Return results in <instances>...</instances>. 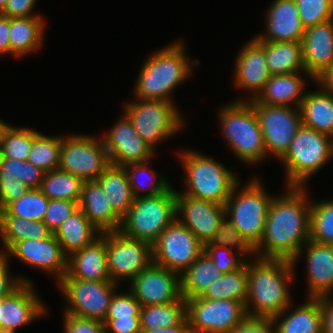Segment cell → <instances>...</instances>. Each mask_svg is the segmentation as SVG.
Wrapping results in <instances>:
<instances>
[{
  "label": "cell",
  "mask_w": 333,
  "mask_h": 333,
  "mask_svg": "<svg viewBox=\"0 0 333 333\" xmlns=\"http://www.w3.org/2000/svg\"><path fill=\"white\" fill-rule=\"evenodd\" d=\"M176 215L177 219L205 245L213 238L226 212L224 205L176 191Z\"/></svg>",
  "instance_id": "obj_18"
},
{
  "label": "cell",
  "mask_w": 333,
  "mask_h": 333,
  "mask_svg": "<svg viewBox=\"0 0 333 333\" xmlns=\"http://www.w3.org/2000/svg\"><path fill=\"white\" fill-rule=\"evenodd\" d=\"M62 278L87 281H111L107 268L106 232L92 244L68 256L67 272Z\"/></svg>",
  "instance_id": "obj_25"
},
{
  "label": "cell",
  "mask_w": 333,
  "mask_h": 333,
  "mask_svg": "<svg viewBox=\"0 0 333 333\" xmlns=\"http://www.w3.org/2000/svg\"><path fill=\"white\" fill-rule=\"evenodd\" d=\"M9 270V259L4 255H0V302L16 290L22 283H30L23 277H12Z\"/></svg>",
  "instance_id": "obj_51"
},
{
  "label": "cell",
  "mask_w": 333,
  "mask_h": 333,
  "mask_svg": "<svg viewBox=\"0 0 333 333\" xmlns=\"http://www.w3.org/2000/svg\"><path fill=\"white\" fill-rule=\"evenodd\" d=\"M205 245L231 247V249L233 247L234 250L236 249L235 251L237 253L245 255V258L251 255H254L255 258V249L247 242L243 235L239 233L233 225V222L226 216L222 220L213 238Z\"/></svg>",
  "instance_id": "obj_44"
},
{
  "label": "cell",
  "mask_w": 333,
  "mask_h": 333,
  "mask_svg": "<svg viewBox=\"0 0 333 333\" xmlns=\"http://www.w3.org/2000/svg\"><path fill=\"white\" fill-rule=\"evenodd\" d=\"M265 31L255 37L260 41L302 42L305 28L295 0H273L267 10Z\"/></svg>",
  "instance_id": "obj_23"
},
{
  "label": "cell",
  "mask_w": 333,
  "mask_h": 333,
  "mask_svg": "<svg viewBox=\"0 0 333 333\" xmlns=\"http://www.w3.org/2000/svg\"><path fill=\"white\" fill-rule=\"evenodd\" d=\"M29 189L17 177L0 178V211L18 200Z\"/></svg>",
  "instance_id": "obj_50"
},
{
  "label": "cell",
  "mask_w": 333,
  "mask_h": 333,
  "mask_svg": "<svg viewBox=\"0 0 333 333\" xmlns=\"http://www.w3.org/2000/svg\"><path fill=\"white\" fill-rule=\"evenodd\" d=\"M63 314L64 333H105L104 324L99 320Z\"/></svg>",
  "instance_id": "obj_49"
},
{
  "label": "cell",
  "mask_w": 333,
  "mask_h": 333,
  "mask_svg": "<svg viewBox=\"0 0 333 333\" xmlns=\"http://www.w3.org/2000/svg\"><path fill=\"white\" fill-rule=\"evenodd\" d=\"M10 18L0 14V56L10 53Z\"/></svg>",
  "instance_id": "obj_58"
},
{
  "label": "cell",
  "mask_w": 333,
  "mask_h": 333,
  "mask_svg": "<svg viewBox=\"0 0 333 333\" xmlns=\"http://www.w3.org/2000/svg\"><path fill=\"white\" fill-rule=\"evenodd\" d=\"M135 84V98L172 102L171 94L192 73L199 60H189L182 42L175 41L149 55ZM191 62V63H190ZM192 65V66H191Z\"/></svg>",
  "instance_id": "obj_3"
},
{
  "label": "cell",
  "mask_w": 333,
  "mask_h": 333,
  "mask_svg": "<svg viewBox=\"0 0 333 333\" xmlns=\"http://www.w3.org/2000/svg\"><path fill=\"white\" fill-rule=\"evenodd\" d=\"M109 132L102 136L110 164L125 166L130 163L152 160L156 155L136 132L131 120L123 113Z\"/></svg>",
  "instance_id": "obj_17"
},
{
  "label": "cell",
  "mask_w": 333,
  "mask_h": 333,
  "mask_svg": "<svg viewBox=\"0 0 333 333\" xmlns=\"http://www.w3.org/2000/svg\"><path fill=\"white\" fill-rule=\"evenodd\" d=\"M0 333H17V331L10 330V329H7V328H1L0 327Z\"/></svg>",
  "instance_id": "obj_63"
},
{
  "label": "cell",
  "mask_w": 333,
  "mask_h": 333,
  "mask_svg": "<svg viewBox=\"0 0 333 333\" xmlns=\"http://www.w3.org/2000/svg\"><path fill=\"white\" fill-rule=\"evenodd\" d=\"M310 239L333 245V200L311 202Z\"/></svg>",
  "instance_id": "obj_42"
},
{
  "label": "cell",
  "mask_w": 333,
  "mask_h": 333,
  "mask_svg": "<svg viewBox=\"0 0 333 333\" xmlns=\"http://www.w3.org/2000/svg\"><path fill=\"white\" fill-rule=\"evenodd\" d=\"M248 296L247 262L238 270L223 273L200 296L204 299H230L245 304Z\"/></svg>",
  "instance_id": "obj_37"
},
{
  "label": "cell",
  "mask_w": 333,
  "mask_h": 333,
  "mask_svg": "<svg viewBox=\"0 0 333 333\" xmlns=\"http://www.w3.org/2000/svg\"><path fill=\"white\" fill-rule=\"evenodd\" d=\"M37 0H8L1 15L9 18L42 16L33 13Z\"/></svg>",
  "instance_id": "obj_54"
},
{
  "label": "cell",
  "mask_w": 333,
  "mask_h": 333,
  "mask_svg": "<svg viewBox=\"0 0 333 333\" xmlns=\"http://www.w3.org/2000/svg\"><path fill=\"white\" fill-rule=\"evenodd\" d=\"M123 108L137 134L155 151L159 142L172 138L185 127L174 102L136 98L135 102H126Z\"/></svg>",
  "instance_id": "obj_9"
},
{
  "label": "cell",
  "mask_w": 333,
  "mask_h": 333,
  "mask_svg": "<svg viewBox=\"0 0 333 333\" xmlns=\"http://www.w3.org/2000/svg\"><path fill=\"white\" fill-rule=\"evenodd\" d=\"M149 162L150 160L145 162L130 163L124 166L134 198L142 197V195L143 197H150L163 194L172 187L171 182L169 183L165 176L161 175L160 177L159 175H157V173H155V170L153 171L149 168V166H147ZM140 175H147V179H144V182L139 181L137 177ZM148 178H150L151 181L148 180ZM145 180L149 181V184H147L146 186L144 185V183L146 182ZM142 190L148 191L145 194L141 195L139 192Z\"/></svg>",
  "instance_id": "obj_40"
},
{
  "label": "cell",
  "mask_w": 333,
  "mask_h": 333,
  "mask_svg": "<svg viewBox=\"0 0 333 333\" xmlns=\"http://www.w3.org/2000/svg\"><path fill=\"white\" fill-rule=\"evenodd\" d=\"M49 199L40 189H29L18 200L10 203L0 216H15L27 220L43 221Z\"/></svg>",
  "instance_id": "obj_41"
},
{
  "label": "cell",
  "mask_w": 333,
  "mask_h": 333,
  "mask_svg": "<svg viewBox=\"0 0 333 333\" xmlns=\"http://www.w3.org/2000/svg\"><path fill=\"white\" fill-rule=\"evenodd\" d=\"M33 141V130L23 127H11L7 130L0 157H9L12 159L27 161Z\"/></svg>",
  "instance_id": "obj_43"
},
{
  "label": "cell",
  "mask_w": 333,
  "mask_h": 333,
  "mask_svg": "<svg viewBox=\"0 0 333 333\" xmlns=\"http://www.w3.org/2000/svg\"><path fill=\"white\" fill-rule=\"evenodd\" d=\"M142 333H192L188 324L187 319L178 326L157 328L151 331H145Z\"/></svg>",
  "instance_id": "obj_60"
},
{
  "label": "cell",
  "mask_w": 333,
  "mask_h": 333,
  "mask_svg": "<svg viewBox=\"0 0 333 333\" xmlns=\"http://www.w3.org/2000/svg\"><path fill=\"white\" fill-rule=\"evenodd\" d=\"M101 233L78 208L56 229L53 235L61 245L63 252L69 256L92 244L101 236Z\"/></svg>",
  "instance_id": "obj_31"
},
{
  "label": "cell",
  "mask_w": 333,
  "mask_h": 333,
  "mask_svg": "<svg viewBox=\"0 0 333 333\" xmlns=\"http://www.w3.org/2000/svg\"><path fill=\"white\" fill-rule=\"evenodd\" d=\"M306 250L308 298H319L333 292V245L317 243L309 239L292 262ZM302 253V254H301Z\"/></svg>",
  "instance_id": "obj_22"
},
{
  "label": "cell",
  "mask_w": 333,
  "mask_h": 333,
  "mask_svg": "<svg viewBox=\"0 0 333 333\" xmlns=\"http://www.w3.org/2000/svg\"><path fill=\"white\" fill-rule=\"evenodd\" d=\"M32 283H22L0 305V327L17 331L46 314L47 308Z\"/></svg>",
  "instance_id": "obj_21"
},
{
  "label": "cell",
  "mask_w": 333,
  "mask_h": 333,
  "mask_svg": "<svg viewBox=\"0 0 333 333\" xmlns=\"http://www.w3.org/2000/svg\"><path fill=\"white\" fill-rule=\"evenodd\" d=\"M250 104L256 112L267 157L269 154H273L280 160L288 151L294 136L302 125L299 108L261 103Z\"/></svg>",
  "instance_id": "obj_15"
},
{
  "label": "cell",
  "mask_w": 333,
  "mask_h": 333,
  "mask_svg": "<svg viewBox=\"0 0 333 333\" xmlns=\"http://www.w3.org/2000/svg\"><path fill=\"white\" fill-rule=\"evenodd\" d=\"M11 127V125H9L8 123H4L1 119H0V150L2 147V143L4 141V137L5 134L7 132V130Z\"/></svg>",
  "instance_id": "obj_61"
},
{
  "label": "cell",
  "mask_w": 333,
  "mask_h": 333,
  "mask_svg": "<svg viewBox=\"0 0 333 333\" xmlns=\"http://www.w3.org/2000/svg\"><path fill=\"white\" fill-rule=\"evenodd\" d=\"M314 82L325 92L333 95V64L319 75Z\"/></svg>",
  "instance_id": "obj_59"
},
{
  "label": "cell",
  "mask_w": 333,
  "mask_h": 333,
  "mask_svg": "<svg viewBox=\"0 0 333 333\" xmlns=\"http://www.w3.org/2000/svg\"><path fill=\"white\" fill-rule=\"evenodd\" d=\"M78 208L102 233L119 230L122 218L112 209L97 181H84Z\"/></svg>",
  "instance_id": "obj_26"
},
{
  "label": "cell",
  "mask_w": 333,
  "mask_h": 333,
  "mask_svg": "<svg viewBox=\"0 0 333 333\" xmlns=\"http://www.w3.org/2000/svg\"><path fill=\"white\" fill-rule=\"evenodd\" d=\"M303 63L314 80L333 64V19L305 29Z\"/></svg>",
  "instance_id": "obj_24"
},
{
  "label": "cell",
  "mask_w": 333,
  "mask_h": 333,
  "mask_svg": "<svg viewBox=\"0 0 333 333\" xmlns=\"http://www.w3.org/2000/svg\"><path fill=\"white\" fill-rule=\"evenodd\" d=\"M230 333H277L272 319L247 317Z\"/></svg>",
  "instance_id": "obj_53"
},
{
  "label": "cell",
  "mask_w": 333,
  "mask_h": 333,
  "mask_svg": "<svg viewBox=\"0 0 333 333\" xmlns=\"http://www.w3.org/2000/svg\"><path fill=\"white\" fill-rule=\"evenodd\" d=\"M203 252L204 245L176 218L152 244V261L182 274Z\"/></svg>",
  "instance_id": "obj_13"
},
{
  "label": "cell",
  "mask_w": 333,
  "mask_h": 333,
  "mask_svg": "<svg viewBox=\"0 0 333 333\" xmlns=\"http://www.w3.org/2000/svg\"><path fill=\"white\" fill-rule=\"evenodd\" d=\"M45 171L33 165L29 161L21 160V170L19 179L28 189H39Z\"/></svg>",
  "instance_id": "obj_55"
},
{
  "label": "cell",
  "mask_w": 333,
  "mask_h": 333,
  "mask_svg": "<svg viewBox=\"0 0 333 333\" xmlns=\"http://www.w3.org/2000/svg\"><path fill=\"white\" fill-rule=\"evenodd\" d=\"M291 261L253 258L247 262L248 296L245 310L248 317L269 318L293 304L289 284L294 279Z\"/></svg>",
  "instance_id": "obj_2"
},
{
  "label": "cell",
  "mask_w": 333,
  "mask_h": 333,
  "mask_svg": "<svg viewBox=\"0 0 333 333\" xmlns=\"http://www.w3.org/2000/svg\"><path fill=\"white\" fill-rule=\"evenodd\" d=\"M179 157L186 175L183 194L225 205L239 182L234 171L194 150H182Z\"/></svg>",
  "instance_id": "obj_5"
},
{
  "label": "cell",
  "mask_w": 333,
  "mask_h": 333,
  "mask_svg": "<svg viewBox=\"0 0 333 333\" xmlns=\"http://www.w3.org/2000/svg\"><path fill=\"white\" fill-rule=\"evenodd\" d=\"M176 216V190L172 186L163 194L134 198L122 217L119 231L127 237L153 244Z\"/></svg>",
  "instance_id": "obj_8"
},
{
  "label": "cell",
  "mask_w": 333,
  "mask_h": 333,
  "mask_svg": "<svg viewBox=\"0 0 333 333\" xmlns=\"http://www.w3.org/2000/svg\"><path fill=\"white\" fill-rule=\"evenodd\" d=\"M105 333H141L140 316L105 318Z\"/></svg>",
  "instance_id": "obj_52"
},
{
  "label": "cell",
  "mask_w": 333,
  "mask_h": 333,
  "mask_svg": "<svg viewBox=\"0 0 333 333\" xmlns=\"http://www.w3.org/2000/svg\"><path fill=\"white\" fill-rule=\"evenodd\" d=\"M78 209V203L70 200L49 199L43 222L54 233L56 229Z\"/></svg>",
  "instance_id": "obj_47"
},
{
  "label": "cell",
  "mask_w": 333,
  "mask_h": 333,
  "mask_svg": "<svg viewBox=\"0 0 333 333\" xmlns=\"http://www.w3.org/2000/svg\"><path fill=\"white\" fill-rule=\"evenodd\" d=\"M304 85L305 78L300 72L270 76L258 96L248 102L299 108L306 94Z\"/></svg>",
  "instance_id": "obj_27"
},
{
  "label": "cell",
  "mask_w": 333,
  "mask_h": 333,
  "mask_svg": "<svg viewBox=\"0 0 333 333\" xmlns=\"http://www.w3.org/2000/svg\"><path fill=\"white\" fill-rule=\"evenodd\" d=\"M84 181L60 169L45 172L40 190L48 199L79 203Z\"/></svg>",
  "instance_id": "obj_38"
},
{
  "label": "cell",
  "mask_w": 333,
  "mask_h": 333,
  "mask_svg": "<svg viewBox=\"0 0 333 333\" xmlns=\"http://www.w3.org/2000/svg\"><path fill=\"white\" fill-rule=\"evenodd\" d=\"M7 1L8 0H0V14L4 11Z\"/></svg>",
  "instance_id": "obj_62"
},
{
  "label": "cell",
  "mask_w": 333,
  "mask_h": 333,
  "mask_svg": "<svg viewBox=\"0 0 333 333\" xmlns=\"http://www.w3.org/2000/svg\"><path fill=\"white\" fill-rule=\"evenodd\" d=\"M21 170V160L12 159L9 157H0V178L19 179Z\"/></svg>",
  "instance_id": "obj_57"
},
{
  "label": "cell",
  "mask_w": 333,
  "mask_h": 333,
  "mask_svg": "<svg viewBox=\"0 0 333 333\" xmlns=\"http://www.w3.org/2000/svg\"><path fill=\"white\" fill-rule=\"evenodd\" d=\"M58 284L68 305L65 314L103 322L118 283L113 281H87L76 278H61Z\"/></svg>",
  "instance_id": "obj_12"
},
{
  "label": "cell",
  "mask_w": 333,
  "mask_h": 333,
  "mask_svg": "<svg viewBox=\"0 0 333 333\" xmlns=\"http://www.w3.org/2000/svg\"><path fill=\"white\" fill-rule=\"evenodd\" d=\"M109 165L102 138L82 134L62 136L60 170L83 181H96Z\"/></svg>",
  "instance_id": "obj_11"
},
{
  "label": "cell",
  "mask_w": 333,
  "mask_h": 333,
  "mask_svg": "<svg viewBox=\"0 0 333 333\" xmlns=\"http://www.w3.org/2000/svg\"><path fill=\"white\" fill-rule=\"evenodd\" d=\"M333 157V138L301 125L280 162L285 166L286 187L305 183Z\"/></svg>",
  "instance_id": "obj_6"
},
{
  "label": "cell",
  "mask_w": 333,
  "mask_h": 333,
  "mask_svg": "<svg viewBox=\"0 0 333 333\" xmlns=\"http://www.w3.org/2000/svg\"><path fill=\"white\" fill-rule=\"evenodd\" d=\"M307 299L293 310L290 304L282 313L272 318L277 333H322L320 301L318 298Z\"/></svg>",
  "instance_id": "obj_28"
},
{
  "label": "cell",
  "mask_w": 333,
  "mask_h": 333,
  "mask_svg": "<svg viewBox=\"0 0 333 333\" xmlns=\"http://www.w3.org/2000/svg\"><path fill=\"white\" fill-rule=\"evenodd\" d=\"M46 22L42 16L10 18V54L24 57L40 50L43 45Z\"/></svg>",
  "instance_id": "obj_29"
},
{
  "label": "cell",
  "mask_w": 333,
  "mask_h": 333,
  "mask_svg": "<svg viewBox=\"0 0 333 333\" xmlns=\"http://www.w3.org/2000/svg\"><path fill=\"white\" fill-rule=\"evenodd\" d=\"M333 297L326 295L319 297L320 312L322 317V333H333Z\"/></svg>",
  "instance_id": "obj_56"
},
{
  "label": "cell",
  "mask_w": 333,
  "mask_h": 333,
  "mask_svg": "<svg viewBox=\"0 0 333 333\" xmlns=\"http://www.w3.org/2000/svg\"><path fill=\"white\" fill-rule=\"evenodd\" d=\"M266 63L271 76L302 72L306 73L303 63L302 42L263 41Z\"/></svg>",
  "instance_id": "obj_32"
},
{
  "label": "cell",
  "mask_w": 333,
  "mask_h": 333,
  "mask_svg": "<svg viewBox=\"0 0 333 333\" xmlns=\"http://www.w3.org/2000/svg\"><path fill=\"white\" fill-rule=\"evenodd\" d=\"M222 273L203 252L182 274L181 295L185 299L201 296Z\"/></svg>",
  "instance_id": "obj_35"
},
{
  "label": "cell",
  "mask_w": 333,
  "mask_h": 333,
  "mask_svg": "<svg viewBox=\"0 0 333 333\" xmlns=\"http://www.w3.org/2000/svg\"><path fill=\"white\" fill-rule=\"evenodd\" d=\"M15 256L28 266L46 271L56 277L58 282L67 272L68 256L52 234L46 239H28L16 242L4 256Z\"/></svg>",
  "instance_id": "obj_19"
},
{
  "label": "cell",
  "mask_w": 333,
  "mask_h": 333,
  "mask_svg": "<svg viewBox=\"0 0 333 333\" xmlns=\"http://www.w3.org/2000/svg\"><path fill=\"white\" fill-rule=\"evenodd\" d=\"M96 181L102 187L112 209L122 218L134 201L125 167L110 164Z\"/></svg>",
  "instance_id": "obj_33"
},
{
  "label": "cell",
  "mask_w": 333,
  "mask_h": 333,
  "mask_svg": "<svg viewBox=\"0 0 333 333\" xmlns=\"http://www.w3.org/2000/svg\"><path fill=\"white\" fill-rule=\"evenodd\" d=\"M318 89L306 91L300 103L302 125L333 138V95Z\"/></svg>",
  "instance_id": "obj_30"
},
{
  "label": "cell",
  "mask_w": 333,
  "mask_h": 333,
  "mask_svg": "<svg viewBox=\"0 0 333 333\" xmlns=\"http://www.w3.org/2000/svg\"><path fill=\"white\" fill-rule=\"evenodd\" d=\"M141 307L139 301L130 291L120 294L116 291L111 299L105 318L140 316Z\"/></svg>",
  "instance_id": "obj_48"
},
{
  "label": "cell",
  "mask_w": 333,
  "mask_h": 333,
  "mask_svg": "<svg viewBox=\"0 0 333 333\" xmlns=\"http://www.w3.org/2000/svg\"><path fill=\"white\" fill-rule=\"evenodd\" d=\"M285 189L286 193L271 201L263 236L255 248L256 258L293 262L310 239L311 202L307 189Z\"/></svg>",
  "instance_id": "obj_1"
},
{
  "label": "cell",
  "mask_w": 333,
  "mask_h": 333,
  "mask_svg": "<svg viewBox=\"0 0 333 333\" xmlns=\"http://www.w3.org/2000/svg\"><path fill=\"white\" fill-rule=\"evenodd\" d=\"M204 252L222 274L238 270L248 261L244 256H238L240 253L236 255L233 249L224 246L204 245Z\"/></svg>",
  "instance_id": "obj_46"
},
{
  "label": "cell",
  "mask_w": 333,
  "mask_h": 333,
  "mask_svg": "<svg viewBox=\"0 0 333 333\" xmlns=\"http://www.w3.org/2000/svg\"><path fill=\"white\" fill-rule=\"evenodd\" d=\"M128 284L141 306L171 303L182 297L180 274L153 262Z\"/></svg>",
  "instance_id": "obj_16"
},
{
  "label": "cell",
  "mask_w": 333,
  "mask_h": 333,
  "mask_svg": "<svg viewBox=\"0 0 333 333\" xmlns=\"http://www.w3.org/2000/svg\"><path fill=\"white\" fill-rule=\"evenodd\" d=\"M295 2L305 29L333 19V0H295Z\"/></svg>",
  "instance_id": "obj_45"
},
{
  "label": "cell",
  "mask_w": 333,
  "mask_h": 333,
  "mask_svg": "<svg viewBox=\"0 0 333 333\" xmlns=\"http://www.w3.org/2000/svg\"><path fill=\"white\" fill-rule=\"evenodd\" d=\"M239 185L240 182L234 186L224 205L226 217L255 249L263 236L269 206L274 196L268 195L260 178H252L241 189Z\"/></svg>",
  "instance_id": "obj_7"
},
{
  "label": "cell",
  "mask_w": 333,
  "mask_h": 333,
  "mask_svg": "<svg viewBox=\"0 0 333 333\" xmlns=\"http://www.w3.org/2000/svg\"><path fill=\"white\" fill-rule=\"evenodd\" d=\"M218 114L226 143L240 161L251 165L266 159L262 131L248 101H232L220 108Z\"/></svg>",
  "instance_id": "obj_4"
},
{
  "label": "cell",
  "mask_w": 333,
  "mask_h": 333,
  "mask_svg": "<svg viewBox=\"0 0 333 333\" xmlns=\"http://www.w3.org/2000/svg\"><path fill=\"white\" fill-rule=\"evenodd\" d=\"M62 136H47L33 130V141L27 161L48 172L59 169Z\"/></svg>",
  "instance_id": "obj_39"
},
{
  "label": "cell",
  "mask_w": 333,
  "mask_h": 333,
  "mask_svg": "<svg viewBox=\"0 0 333 333\" xmlns=\"http://www.w3.org/2000/svg\"><path fill=\"white\" fill-rule=\"evenodd\" d=\"M186 319V299L183 296L171 303L142 306L141 333L157 328L178 326Z\"/></svg>",
  "instance_id": "obj_36"
},
{
  "label": "cell",
  "mask_w": 333,
  "mask_h": 333,
  "mask_svg": "<svg viewBox=\"0 0 333 333\" xmlns=\"http://www.w3.org/2000/svg\"><path fill=\"white\" fill-rule=\"evenodd\" d=\"M107 268L111 281L129 282L152 261V244L123 235L119 230L106 232ZM118 281V282H117Z\"/></svg>",
  "instance_id": "obj_14"
},
{
  "label": "cell",
  "mask_w": 333,
  "mask_h": 333,
  "mask_svg": "<svg viewBox=\"0 0 333 333\" xmlns=\"http://www.w3.org/2000/svg\"><path fill=\"white\" fill-rule=\"evenodd\" d=\"M186 317L192 333H230L248 316L243 302L230 299H186Z\"/></svg>",
  "instance_id": "obj_10"
},
{
  "label": "cell",
  "mask_w": 333,
  "mask_h": 333,
  "mask_svg": "<svg viewBox=\"0 0 333 333\" xmlns=\"http://www.w3.org/2000/svg\"><path fill=\"white\" fill-rule=\"evenodd\" d=\"M235 60L234 85L251 95L236 101H251L263 90L271 74L268 70L263 41L256 37L249 40ZM250 91V92H249Z\"/></svg>",
  "instance_id": "obj_20"
},
{
  "label": "cell",
  "mask_w": 333,
  "mask_h": 333,
  "mask_svg": "<svg viewBox=\"0 0 333 333\" xmlns=\"http://www.w3.org/2000/svg\"><path fill=\"white\" fill-rule=\"evenodd\" d=\"M53 232L43 221L27 220L15 216H0V239L6 250L4 255L16 242L28 239H46Z\"/></svg>",
  "instance_id": "obj_34"
}]
</instances>
